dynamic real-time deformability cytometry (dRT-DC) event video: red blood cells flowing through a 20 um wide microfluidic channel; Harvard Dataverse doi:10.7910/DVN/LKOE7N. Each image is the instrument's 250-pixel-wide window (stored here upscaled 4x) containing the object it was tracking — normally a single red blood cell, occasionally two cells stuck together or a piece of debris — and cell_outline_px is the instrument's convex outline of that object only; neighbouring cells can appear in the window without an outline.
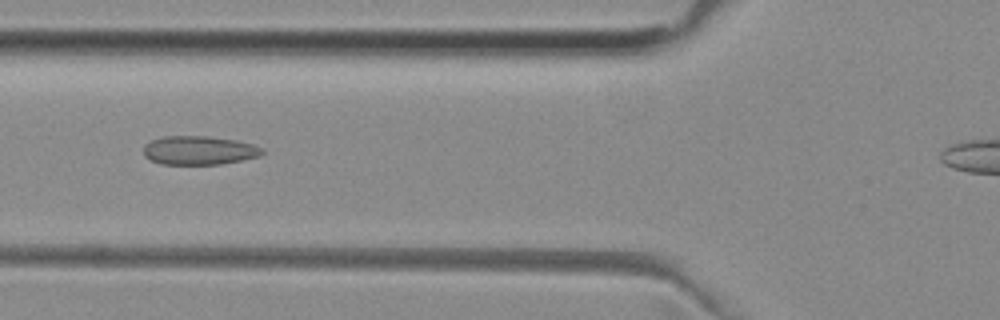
{"species": "common noctule bat (a hibernating species)", "species_latin": "Nyctalus noctula", "temperature_condition": "room temperature", "stored_images_in_passage": 44, "camera_frame_rate_fps": 3000, "um_per_image_px": 0.085, "animal": {"sex": "female", "body_mass_g": 29.2, "forearm_length_mm": 56.3}, "frame": {"image": 1, "passage_image": 18, "time_ms": 5.667, "image_size_px": [1000, 320], "cell_outline_px": [[264, 152], [260, 156], [220, 164], [160, 164], [144, 156], [144, 144], [152, 140], [164, 136], [208, 136], [236, 140], [252, 144], [260, 148]], "centroid_in_image_um": [16.89, 12.77], "position_along_channel_um": 108.9, "area_um2": 19.77}}
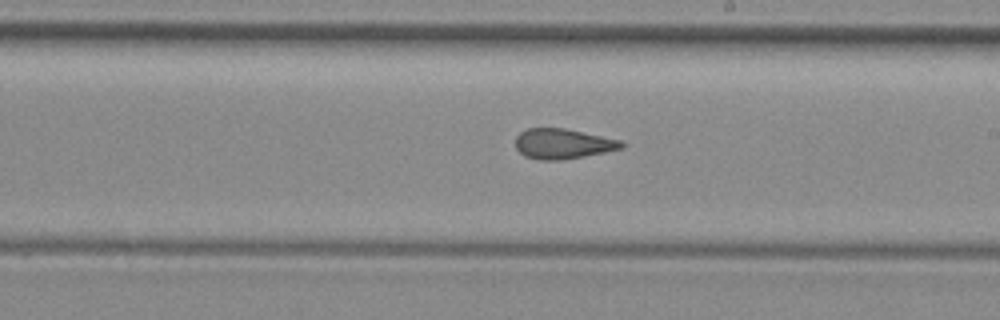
{"frame": {"image": 2, "passage_image": 28, "time_ms": 9.0, "image_size_px": [1000, 320], "cell_outline_px": [[624, 148], [564, 160], [540, 160], [524, 156], [516, 148], [516, 136], [520, 132], [528, 128], [564, 128], [620, 140], [624, 144]], "centroid_in_image_um": [47.82, 12.22], "position_along_channel_um": 241.2, "area_um2": 18.55}}
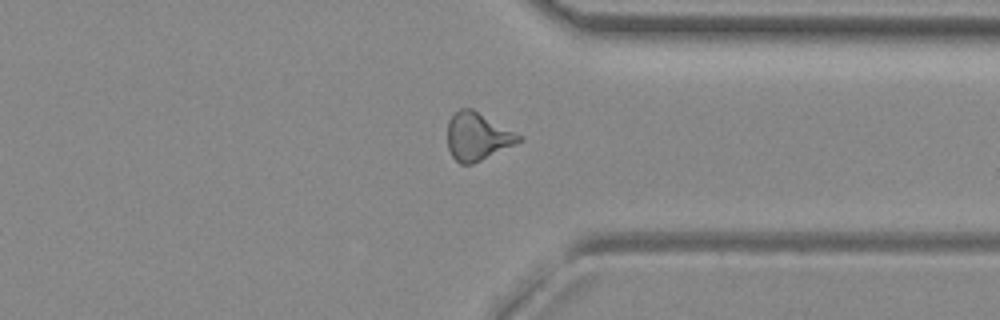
{"frame": {"image": 3, "passage_image": 38, "time_ms": 12.333, "image_size_px": [1000, 320], "cell_outline_px": [[524, 140], [516, 144], [472, 164], [460, 164], [452, 156], [448, 148], [448, 120], [460, 108], [472, 108], [524, 136]], "centroid_in_image_um": [40.61, 11.59], "position_along_channel_um": 370.8, "area_um2": 19.94}}